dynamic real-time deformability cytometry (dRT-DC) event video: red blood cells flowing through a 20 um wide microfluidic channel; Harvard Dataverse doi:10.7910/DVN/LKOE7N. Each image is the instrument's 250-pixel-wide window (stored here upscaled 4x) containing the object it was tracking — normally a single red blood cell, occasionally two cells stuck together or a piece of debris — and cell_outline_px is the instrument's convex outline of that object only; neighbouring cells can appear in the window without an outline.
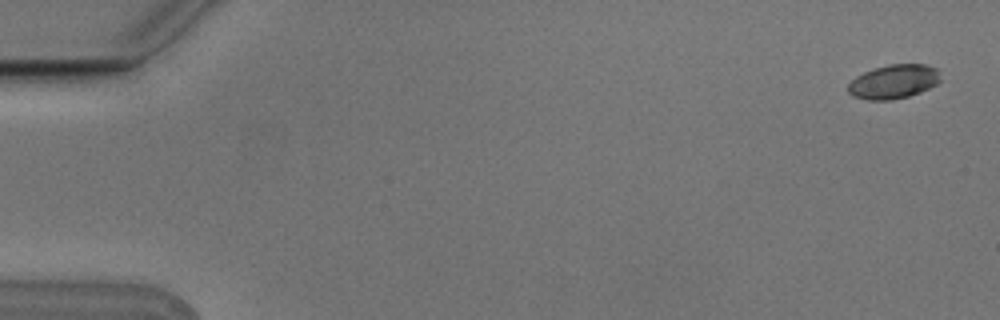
{"species": "Egyptian fruit bat (a non-hibernating species)", "species_latin": "Rousettus aegyptiacus", "temperature_condition": "cold", "stored_images_in_passage": 6, "camera_frame_rate_fps": 3000, "um_per_image_px": 0.085, "animal": {"sex": "male"}, "frame": {"image": 1, "passage_image": 1, "time_ms": 0.0, "image_size_px": [1000, 320], "cell_outline_px": [[940, 80], [936, 84], [920, 92], [908, 96], [892, 100], [868, 100], [852, 96], [848, 92], [848, 84], [856, 76], [872, 68], [888, 64], [924, 64], [936, 68]], "centroid_in_image_um": [75.92, 6.94], "position_along_channel_um": 9.1, "area_um2": 18.32}}
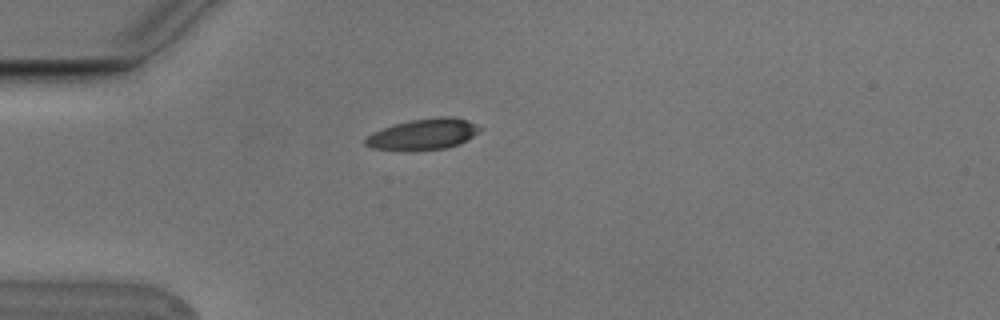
{"frame": {"image": 2, "passage_image": 5, "time_ms": 1.333, "image_size_px": [1000, 320], "cell_outline_px": [[484, 128], [480, 132], [460, 144], [444, 148], [416, 152], [404, 152], [372, 148], [364, 144], [364, 140], [372, 132], [396, 124], [412, 120], [440, 116], [452, 116], [468, 120]], "centroid_in_image_um": [36.0, 11.44], "position_along_channel_um": 49.0, "area_um2": 21.15}}